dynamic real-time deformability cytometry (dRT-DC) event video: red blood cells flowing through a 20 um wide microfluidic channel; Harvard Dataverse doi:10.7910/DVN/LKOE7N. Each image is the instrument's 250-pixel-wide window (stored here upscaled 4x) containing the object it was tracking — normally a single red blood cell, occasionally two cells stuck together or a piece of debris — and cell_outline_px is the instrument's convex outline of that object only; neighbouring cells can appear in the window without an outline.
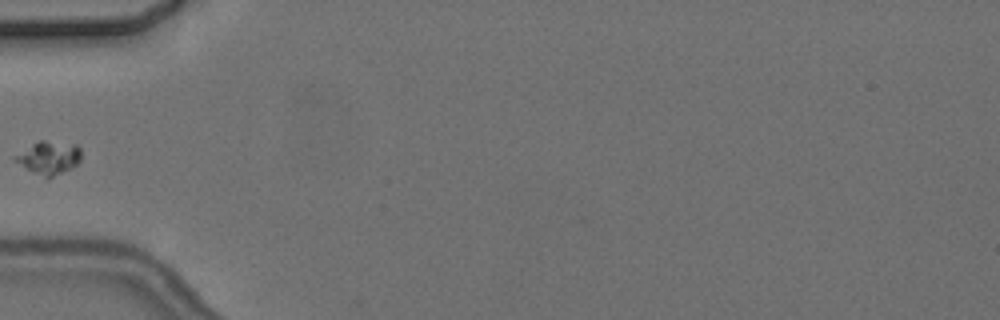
{"species": "common noctule bat (a hibernating species)", "species_latin": "Nyctalus noctula", "temperature_condition": "cold", "stored_images_in_passage": 5, "camera_frame_rate_fps": 3000, "um_per_image_px": 0.085, "animal": {"sex": "female", "body_mass_g": 24.6, "forearm_length_mm": 56.2}, "frame": {"image": 1, "passage_image": 5, "time_ms": 5.333, "image_size_px": [1000, 320], "cell_outline_px": [[80, 160], [72, 168], [48, 180], [44, 180], [24, 168], [12, 160], [12, 156], [32, 144], [40, 140], [44, 140], [76, 144], [80, 148]], "centroid_in_image_um": [4.11, 13.45], "position_along_channel_um": 80.9, "area_um2": 13.24}}